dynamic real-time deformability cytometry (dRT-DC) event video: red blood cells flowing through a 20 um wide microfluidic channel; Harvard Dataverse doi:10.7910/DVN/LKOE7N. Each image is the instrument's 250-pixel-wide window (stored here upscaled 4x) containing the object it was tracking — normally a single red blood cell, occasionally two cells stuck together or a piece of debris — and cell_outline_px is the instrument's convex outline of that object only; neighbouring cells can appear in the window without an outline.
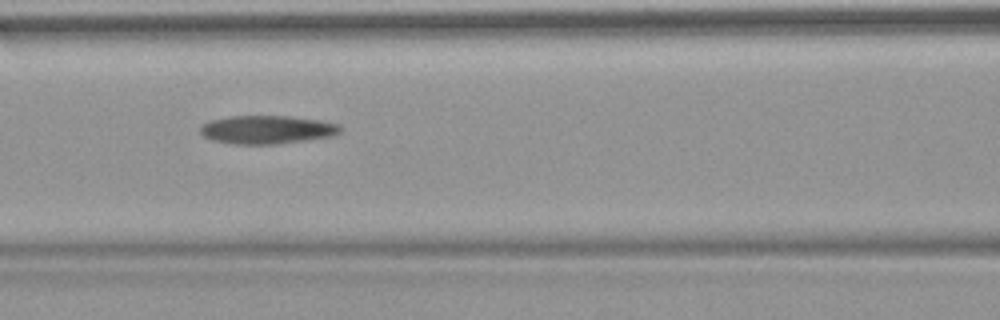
{"species": "common noctule bat (a hibernating species)", "species_latin": "Nyctalus noctula", "temperature_condition": "warm", "stored_images_in_passage": 37, "camera_frame_rate_fps": 3000, "um_per_image_px": 0.085, "animal": {"sex": "female", "body_mass_g": 18.4}, "frame": {"image": 1, "passage_image": 16, "time_ms": 5.0, "image_size_px": [1000, 320], "cell_outline_px": [[340, 132], [332, 136], [304, 140], [272, 144], [236, 144], [212, 140], [204, 136], [200, 132], [200, 124], [212, 120], [232, 116], [292, 116], [320, 120], [340, 124]], "centroid_in_image_um": [22.69, 11.01], "position_along_channel_um": 143.9, "area_um2": 23.0}}